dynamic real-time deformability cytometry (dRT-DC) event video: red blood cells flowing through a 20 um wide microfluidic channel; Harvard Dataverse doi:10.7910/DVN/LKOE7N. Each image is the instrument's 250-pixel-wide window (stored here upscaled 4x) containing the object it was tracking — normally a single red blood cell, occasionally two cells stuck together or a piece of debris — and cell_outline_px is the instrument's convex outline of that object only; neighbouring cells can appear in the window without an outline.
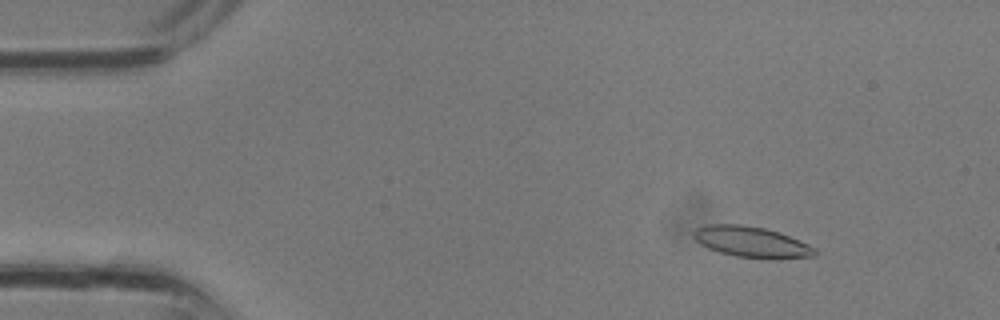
{"species": "common noctule bat (a hibernating species)", "species_latin": "Nyctalus noctula", "temperature_condition": "room temperature", "stored_images_in_passage": 32, "camera_frame_rate_fps": 3000, "um_per_image_px": 0.085, "animal": {"sex": "male", "body_mass_g": 13.3}, "frame": {"image": 1, "passage_image": 4, "time_ms": 1.0, "image_size_px": [1000, 320], "cell_outline_px": [[816, 256], [736, 256], [720, 252], [708, 248], [700, 244], [696, 240], [692, 232], [696, 228], [712, 224], [740, 224], [764, 228], [780, 232], [800, 240], [816, 248]], "centroid_in_image_um": [63.82, 20.51], "position_along_channel_um": 21.2, "area_um2": 20.87}}
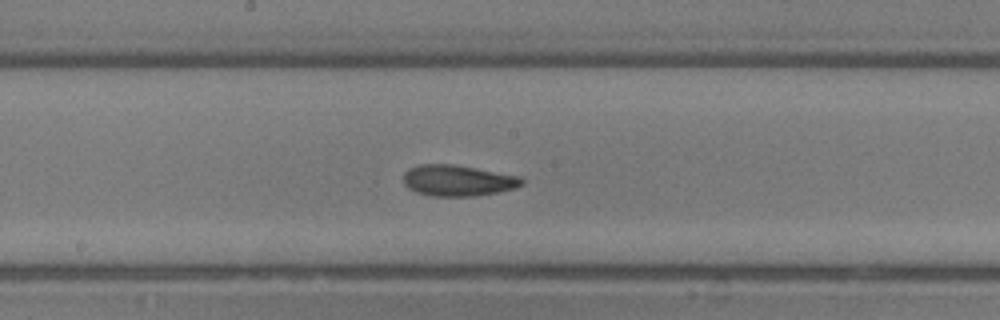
{"frame": {"image": 2, "passage_image": 17, "time_ms": 5.333, "image_size_px": [1000, 320], "cell_outline_px": [[524, 184], [516, 188], [476, 196], [432, 196], [416, 192], [408, 188], [404, 184], [404, 172], [408, 168], [420, 164], [452, 164], [476, 168], [520, 176], [524, 180]], "centroid_in_image_um": [38.91, 15.34], "position_along_channel_um": 209.3, "area_um2": 21.5}}
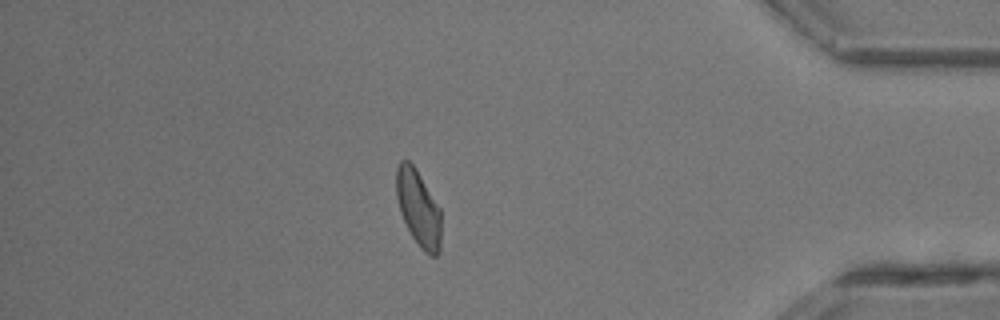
{"frame": {"image": 3, "passage_image": 28, "time_ms": 9.0, "image_size_px": [1000, 320], "cell_outline_px": [[440, 252], [436, 256], [432, 256], [424, 252], [420, 248], [412, 236], [400, 212], [396, 196], [396, 168], [400, 160], [408, 160], [416, 168], [440, 208]], "centroid_in_image_um": [35.56, 17.68], "position_along_channel_um": 399.6, "area_um2": 19.88}}